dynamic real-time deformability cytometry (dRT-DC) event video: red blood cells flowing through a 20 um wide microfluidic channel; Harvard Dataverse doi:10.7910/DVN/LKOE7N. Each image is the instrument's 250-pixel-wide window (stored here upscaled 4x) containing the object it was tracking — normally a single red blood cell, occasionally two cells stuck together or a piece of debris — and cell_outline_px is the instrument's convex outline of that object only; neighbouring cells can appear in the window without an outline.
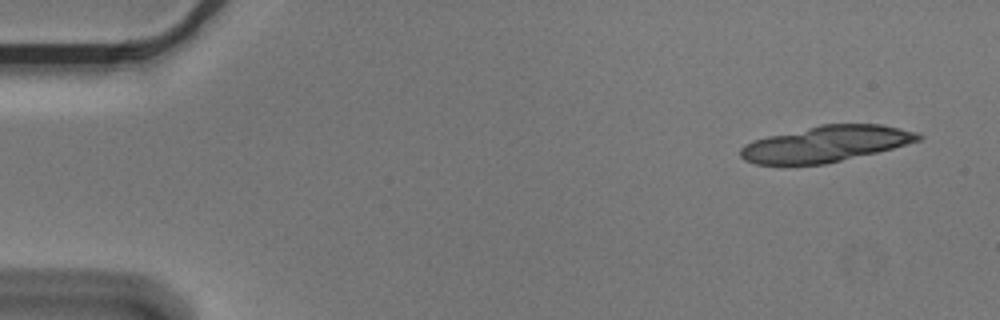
{"species": "Egyptian fruit bat (a non-hibernating species)", "species_latin": "Rousettus aegyptiacus", "temperature_condition": "cold", "stored_images_in_passage": 6, "segment_of_instrument_passage": [1, 2], "camera_frame_rate_fps": 3000, "um_per_image_px": 0.085, "animal": {"sex": "male"}, "frame": {"image": 1, "passage_image": 1, "time_ms": 0.0, "image_size_px": [1000, 320], "cell_outline_px": [[924, 136], [920, 140], [892, 148], [876, 152], [824, 164], [756, 164], [744, 160], [740, 156], [740, 148], [744, 144], [752, 140], [768, 136], [820, 124], [880, 124], [916, 132]], "centroid_in_image_um": [70.16, 12.22], "position_along_channel_um": 14.8, "area_um2": 36.99}}